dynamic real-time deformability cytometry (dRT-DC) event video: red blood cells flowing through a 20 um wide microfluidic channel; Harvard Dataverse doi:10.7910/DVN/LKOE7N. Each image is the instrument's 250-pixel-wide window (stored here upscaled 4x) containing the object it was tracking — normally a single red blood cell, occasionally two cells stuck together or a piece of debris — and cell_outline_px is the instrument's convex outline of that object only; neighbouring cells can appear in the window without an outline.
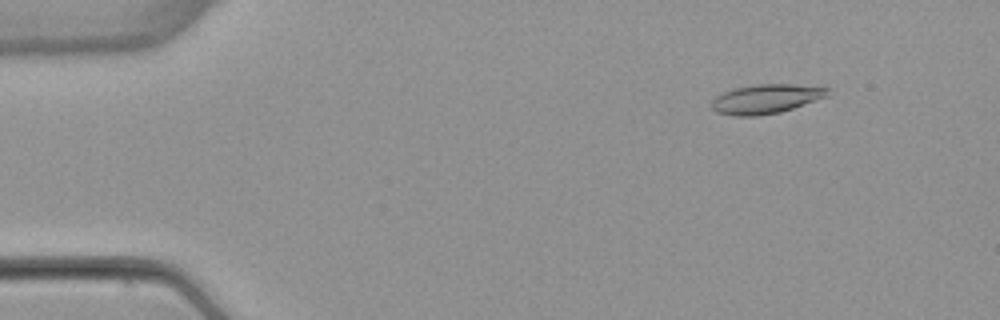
{"species": "common noctule bat (a hibernating species)", "species_latin": "Nyctalus noctula", "temperature_condition": "warm", "stored_images_in_passage": 53, "camera_frame_rate_fps": 3000, "um_per_image_px": 0.085, "animal": {"sex": "female", "body_mass_g": 22.7, "forearm_length_mm": 54.2}, "frame": {"image": 1, "passage_image": 7, "time_ms": 2.0, "image_size_px": [1000, 320], "cell_outline_px": [[828, 96], [780, 112], [756, 116], [736, 116], [716, 112], [712, 108], [712, 100], [716, 96], [732, 88], [756, 84], [792, 84], [828, 88]], "centroid_in_image_um": [65.07, 8.4], "position_along_channel_um": 19.9, "area_um2": 19.65}}
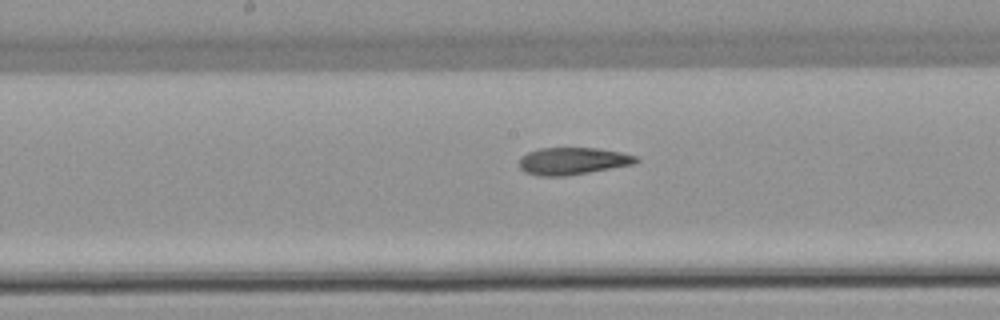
{"frame": {"image": 2, "passage_image": 28, "time_ms": 9.0, "image_size_px": [1000, 320], "cell_outline_px": [[640, 160], [636, 164], [564, 176], [536, 176], [524, 172], [520, 168], [520, 156], [528, 152], [540, 148], [596, 148], [620, 152], [636, 156]], "centroid_in_image_um": [48.67, 13.69], "position_along_channel_um": 199.5, "area_um2": 18.55}}
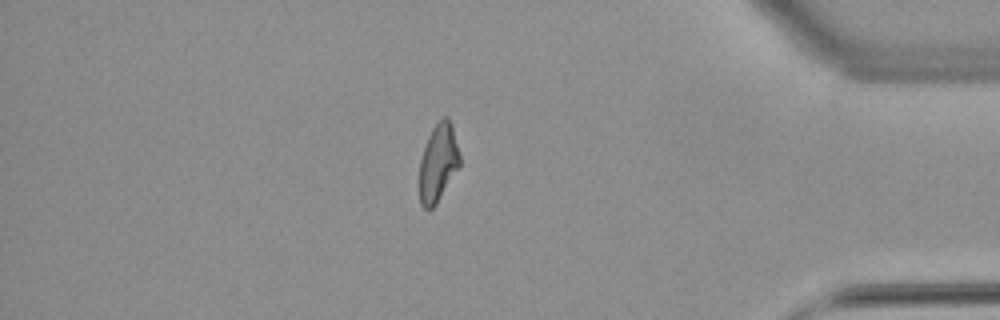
{"frame": {"image": 3, "passage_image": 46, "time_ms": 15.0, "image_size_px": [1000, 320], "cell_outline_px": [[460, 164], [436, 204], [428, 212], [420, 204], [420, 160], [428, 136], [432, 128], [444, 116], [448, 116], [452, 124], [460, 156]], "centroid_in_image_um": [37.24, 13.83], "position_along_channel_um": 398.0, "area_um2": 18.09}, "authors_computed_cell_mechanics": {"area_um2": 19.0162, "velocity_mm_per_s": 3.8926, "shape_relaxation_time_tau1_ms": null, "shape_relaxation_time_tau2_ms": 2.9924, "deformation_change_tau1": null, "deformation_change_tau2": 0.1102}}